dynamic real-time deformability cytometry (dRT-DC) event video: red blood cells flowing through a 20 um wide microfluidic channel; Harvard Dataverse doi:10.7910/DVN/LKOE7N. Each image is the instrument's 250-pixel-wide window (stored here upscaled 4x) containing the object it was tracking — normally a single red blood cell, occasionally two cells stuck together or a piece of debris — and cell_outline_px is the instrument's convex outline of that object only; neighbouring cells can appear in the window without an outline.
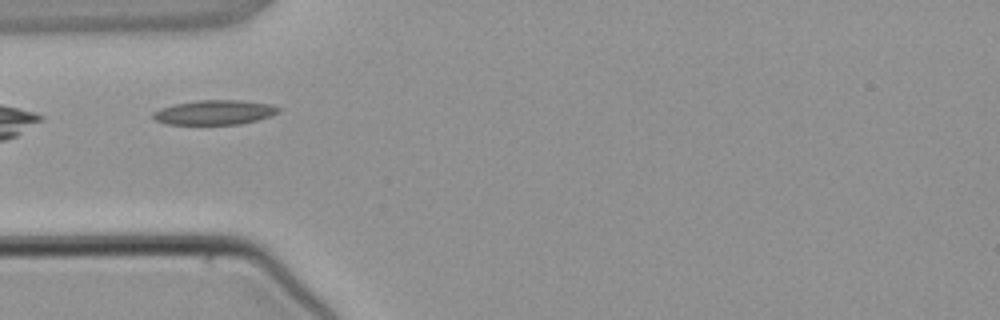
{"species": "common noctule bat (a hibernating species)", "species_latin": "Nyctalus noctula", "temperature_condition": "warm", "stored_images_in_passage": 6, "camera_frame_rate_fps": 3000, "um_per_image_px": 0.085, "animal": {"sex": "male", "body_mass_g": 21.5, "forearm_length_mm": 52.0}, "frame": {"image": 1, "passage_image": 5, "time_ms": 5.667, "image_size_px": [1000, 320], "cell_outline_px": [[280, 112], [256, 120], [240, 124], [164, 124], [156, 120], [152, 116], [152, 112], [160, 108], [176, 104], [196, 100], [240, 100], [268, 104], [280, 108]], "centroid_in_image_um": [18.19, 9.55], "position_along_channel_um": 66.8, "area_um2": 17.8}}